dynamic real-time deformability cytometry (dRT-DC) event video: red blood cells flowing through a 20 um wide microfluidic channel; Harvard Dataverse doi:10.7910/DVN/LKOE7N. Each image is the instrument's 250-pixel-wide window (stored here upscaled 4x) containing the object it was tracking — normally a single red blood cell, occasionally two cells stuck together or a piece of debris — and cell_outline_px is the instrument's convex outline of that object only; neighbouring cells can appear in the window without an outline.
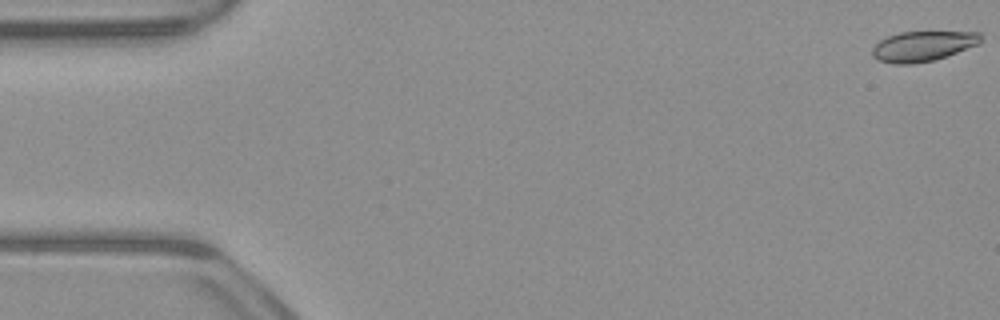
{"species": "common noctule bat (a hibernating species)", "species_latin": "Nyctalus noctula", "temperature_condition": "warm", "stored_images_in_passage": 53, "camera_frame_rate_fps": 3000, "um_per_image_px": 0.085, "animal": {"sex": "male", "body_mass_g": 23.1, "forearm_length_mm": 52.7}, "frame": {"image": 1, "passage_image": 1, "time_ms": 0.0, "image_size_px": [1000, 320], "cell_outline_px": [[984, 40], [980, 44], [936, 60], [912, 64], [896, 64], [876, 60], [872, 56], [872, 48], [880, 40], [888, 36], [900, 32], [980, 32], [984, 36]], "centroid_in_image_um": [78.48, 3.93], "position_along_channel_um": 6.5, "area_um2": 19.36}}
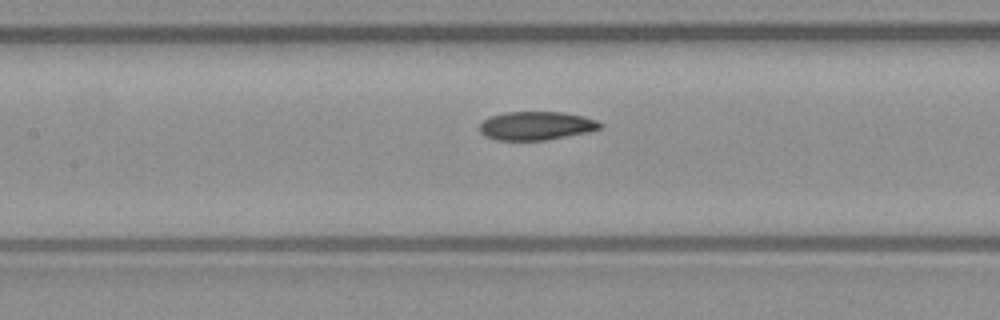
{"frame": {"image": 2, "passage_image": 24, "time_ms": 7.667, "image_size_px": [1000, 320], "cell_outline_px": [[604, 128], [592, 132], [548, 140], [496, 140], [484, 136], [480, 132], [480, 124], [484, 120], [492, 116], [508, 112], [564, 112], [584, 116], [596, 120], [604, 124]], "centroid_in_image_um": [45.67, 10.7], "position_along_channel_um": 161.7, "area_um2": 20.35}}
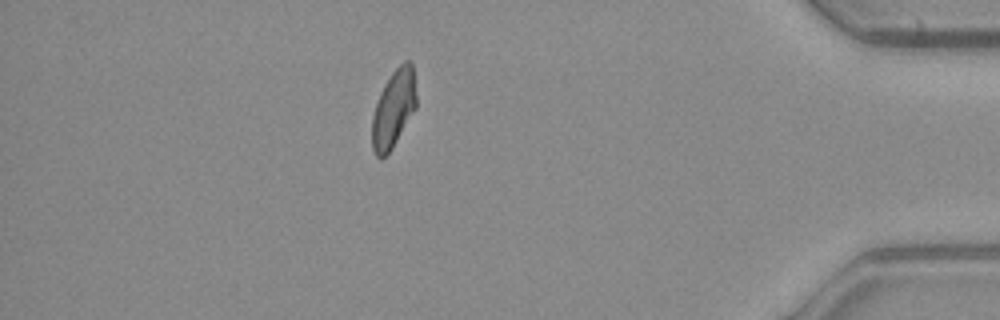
{"frame": {"image": 3, "passage_image": 46, "time_ms": 15.0, "image_size_px": [1000, 320], "cell_outline_px": [[416, 108], [392, 148], [380, 160], [376, 156], [372, 148], [372, 116], [380, 92], [384, 84], [392, 72], [404, 60], [412, 60], [416, 96]], "centroid_in_image_um": [33.45, 9.22], "position_along_channel_um": 401.7, "area_um2": 20.0}, "authors_computed_cell_mechanics": {"area_um2": 20.4034, "velocity_mm_per_s": 3.9464, "shape_relaxation_time_tau1_ms": 6.9233, "shape_relaxation_time_tau2_ms": 4.5429, "deformation_change_tau1": 0.174, "deformation_change_tau2": 0.0798}}